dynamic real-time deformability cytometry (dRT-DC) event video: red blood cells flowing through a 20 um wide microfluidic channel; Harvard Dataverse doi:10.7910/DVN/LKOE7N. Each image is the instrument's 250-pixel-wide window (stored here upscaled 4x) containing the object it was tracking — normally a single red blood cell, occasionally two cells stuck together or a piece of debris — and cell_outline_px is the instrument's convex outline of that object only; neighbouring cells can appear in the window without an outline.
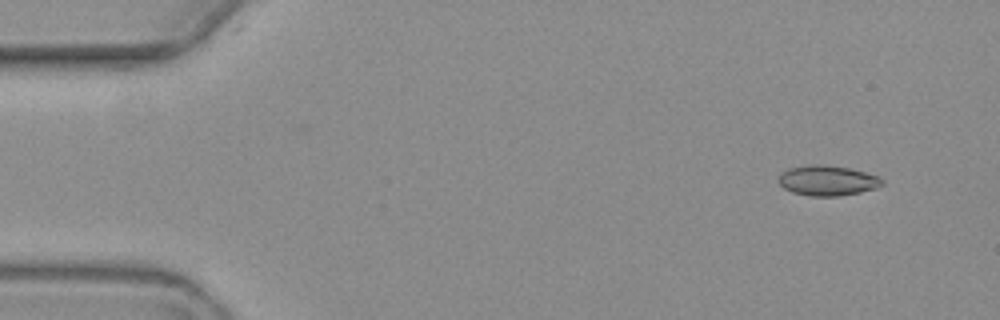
{"species": "common noctule bat (a hibernating species)", "species_latin": "Nyctalus noctula", "temperature_condition": "warm", "stored_images_in_passage": 8, "camera_frame_rate_fps": 3000, "um_per_image_px": 0.085, "animal": {"sex": "female", "body_mass_g": 19.3, "forearm_length_mm": 54.1}, "frame": {"image": 1, "passage_image": 2, "time_ms": 1.0, "image_size_px": [1000, 320], "cell_outline_px": [[884, 184], [876, 188], [860, 192], [840, 196], [808, 196], [792, 192], [784, 188], [776, 180], [780, 172], [788, 168], [808, 164], [824, 164], [848, 168], [880, 176], [884, 180]], "centroid_in_image_um": [70.31, 15.34], "position_along_channel_um": 14.7, "area_um2": 18.55}}
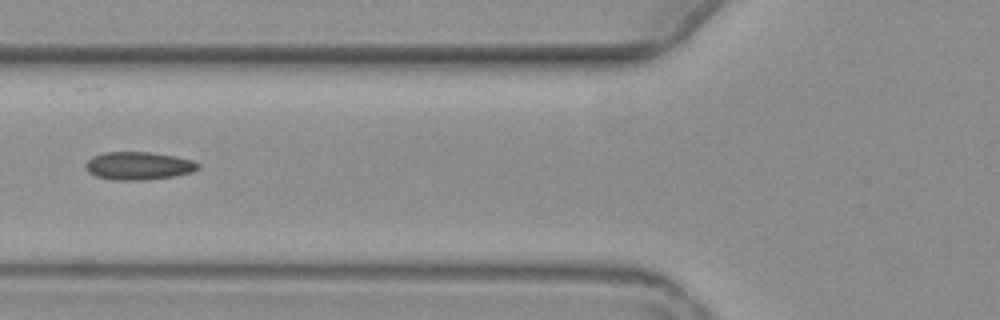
{"frame": {"image": 2, "passage_image": 7, "time_ms": 7.0, "image_size_px": [1000, 320], "cell_outline_px": [[200, 168], [192, 172], [176, 176], [148, 180], [112, 180], [96, 176], [88, 172], [84, 164], [92, 156], [104, 152], [148, 152], [176, 156], [192, 160], [200, 164]], "centroid_in_image_um": [11.78, 14.1], "position_along_channel_um": 114.0, "area_um2": 18.55}}
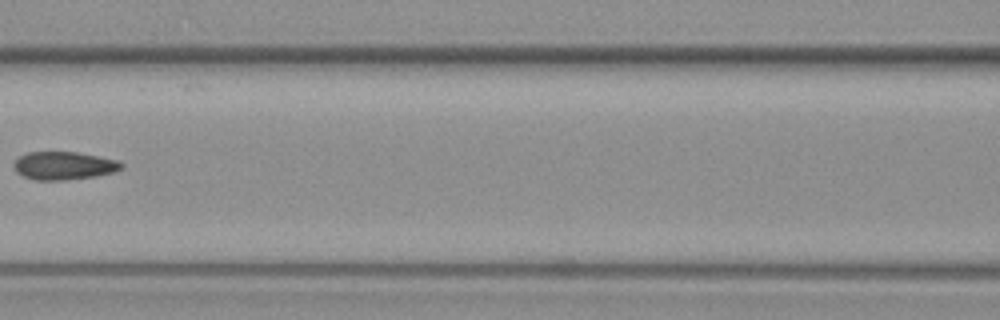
{"frame": {"image": 3, "passage_image": 8, "time_ms": 8.333, "image_size_px": [1000, 320], "cell_outline_px": [[124, 168], [116, 172], [96, 176], [68, 180], [32, 180], [16, 172], [12, 164], [20, 156], [28, 152], [76, 152], [116, 160], [124, 164]], "centroid_in_image_um": [5.43, 14.09], "position_along_channel_um": 161.2, "area_um2": 17.69}}